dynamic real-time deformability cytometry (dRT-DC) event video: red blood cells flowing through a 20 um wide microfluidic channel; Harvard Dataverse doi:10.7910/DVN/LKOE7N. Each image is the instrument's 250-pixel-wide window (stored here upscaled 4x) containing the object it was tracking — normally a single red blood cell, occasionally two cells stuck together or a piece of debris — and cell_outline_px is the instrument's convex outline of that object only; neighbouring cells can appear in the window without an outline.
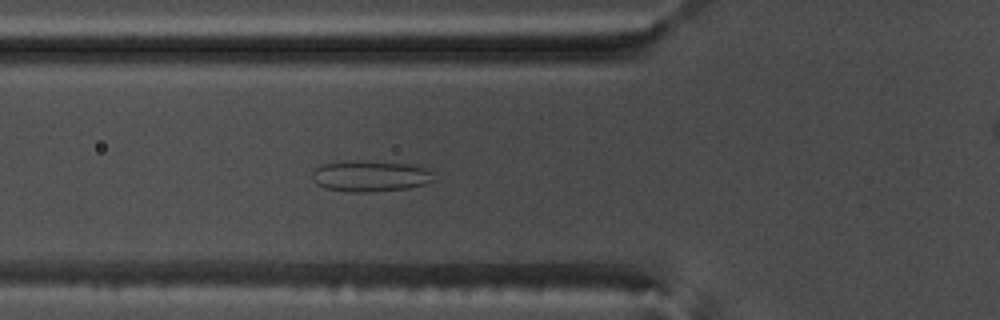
{"species": "common noctule bat (a hibernating species)", "species_latin": "Nyctalus noctula", "temperature_condition": "warm", "stored_images_in_passage": 55, "camera_frame_rate_fps": 3000, "um_per_image_px": 0.085, "animal": {"sex": "male", "body_mass_g": 17.5, "forearm_length_mm": 52.3}, "frame": {"image": 1, "passage_image": 20, "time_ms": 6.333, "image_size_px": [1000, 320], "cell_outline_px": [[436, 180], [424, 184], [408, 188], [368, 192], [352, 192], [328, 188], [316, 184], [312, 180], [312, 172], [320, 164], [420, 164], [436, 172]], "centroid_in_image_um": [31.61, 15.02], "position_along_channel_um": 94.2, "area_um2": 21.1}}
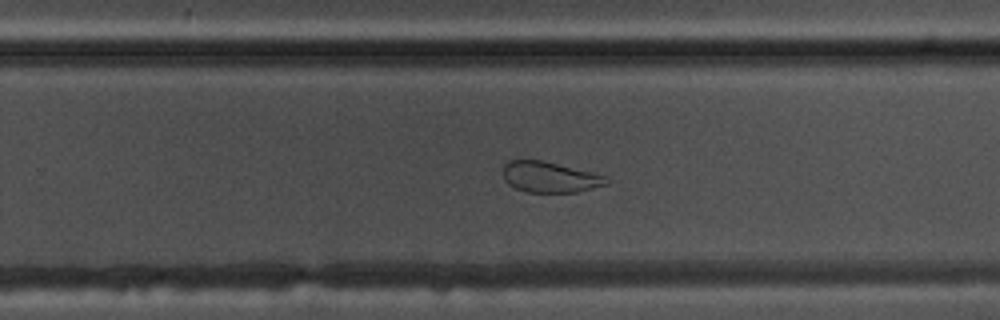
{"frame": {"image": 2, "passage_image": 35, "time_ms": 11.333, "image_size_px": [1000, 320], "cell_outline_px": [[608, 184], [576, 192], [528, 192], [516, 188], [508, 184], [504, 180], [504, 164], [508, 160], [544, 160], [608, 176]], "centroid_in_image_um": [46.74, 15.04], "position_along_channel_um": 283.1, "area_um2": 18.55}}
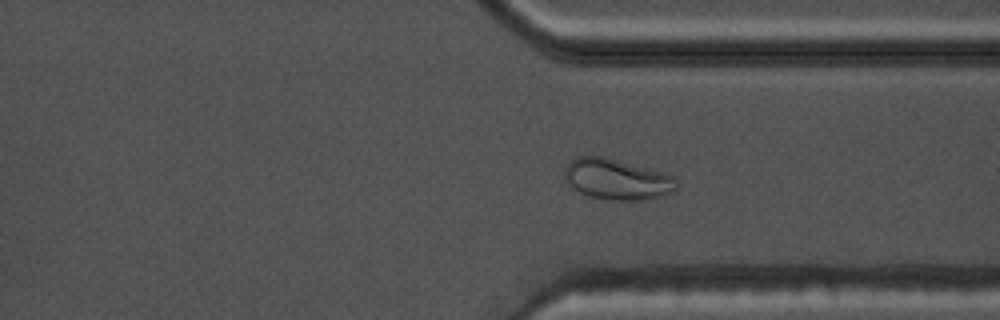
{"frame": {"image": 3, "passage_image": 41, "time_ms": 13.333, "image_size_px": [1000, 320], "cell_outline_px": [[676, 188], [664, 196], [644, 200], [612, 200], [588, 196], [572, 188], [568, 184], [564, 176], [564, 168], [576, 156], [600, 156], [664, 172], [676, 176]], "centroid_in_image_um": [52.43, 15.25], "position_along_channel_um": 359.0, "area_um2": 26.59}, "authors_computed_cell_mechanics": {"area_um2": 27.2816, "velocity_mm_per_s": 3.7784, "shape_relaxation_time_tau1_ms": null, "shape_relaxation_time_tau2_ms": 1.0599, "deformation_change_tau1": null, "deformation_change_tau2": 0.0686}}